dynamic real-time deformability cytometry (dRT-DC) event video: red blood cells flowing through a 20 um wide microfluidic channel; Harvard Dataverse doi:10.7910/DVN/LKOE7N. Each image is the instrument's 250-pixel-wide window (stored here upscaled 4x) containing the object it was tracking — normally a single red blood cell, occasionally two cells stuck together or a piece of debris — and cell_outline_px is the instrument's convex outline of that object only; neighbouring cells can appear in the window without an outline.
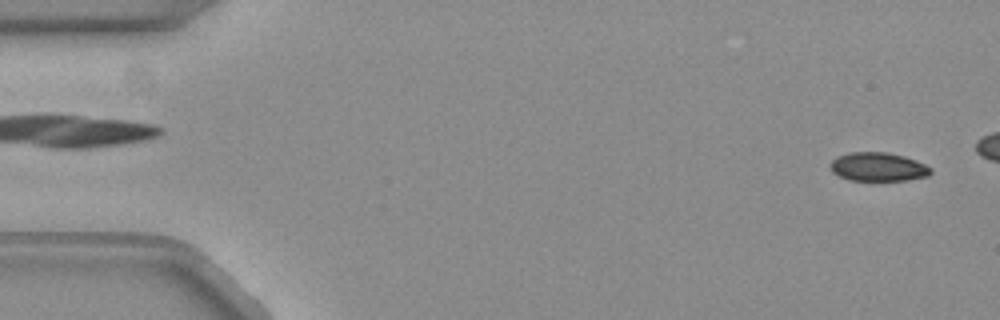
{"species": "common noctule bat (a hibernating species)", "species_latin": "Nyctalus noctula", "temperature_condition": "warm", "stored_images_in_passage": 46, "camera_frame_rate_fps": 3000, "um_per_image_px": 0.085, "animal": {"sex": "female", "body_mass_g": 19.3, "forearm_length_mm": 54.1}, "frame": {"image": 1, "passage_image": 2, "time_ms": 0.333, "image_size_px": [1000, 320], "cell_outline_px": [[932, 172], [928, 176], [908, 180], [848, 180], [832, 172], [832, 160], [836, 156], [852, 152], [888, 152], [904, 156], [924, 164], [932, 168]], "centroid_in_image_um": [74.66, 14.18], "position_along_channel_um": 10.3, "area_um2": 16.7}}
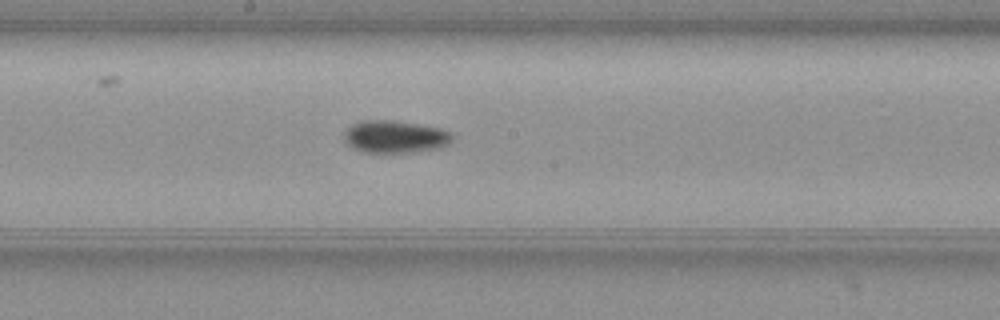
{"frame": {"image": 2, "passage_image": 28, "time_ms": 9.0, "image_size_px": [1000, 320], "cell_outline_px": [[452, 140], [448, 144], [440, 148], [416, 152], [364, 152], [352, 148], [344, 140], [344, 132], [352, 124], [360, 120], [392, 120], [440, 128], [448, 132], [452, 136]], "centroid_in_image_um": [33.55, 11.62], "position_along_channel_um": 214.7, "area_um2": 20.4}}
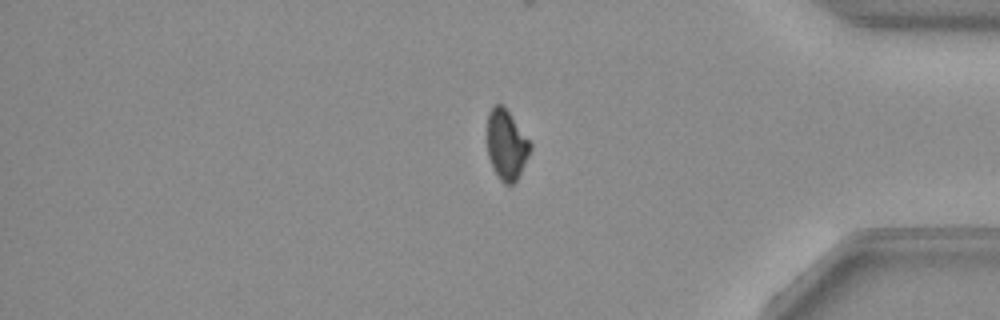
{"frame": {"image": 3, "passage_image": 44, "time_ms": 14.333, "image_size_px": [1000, 320], "cell_outline_px": [[532, 148], [516, 184], [504, 184], [500, 180], [492, 168], [488, 156], [488, 112], [496, 104], [504, 104], [532, 144]], "centroid_in_image_um": [43.07, 12.33], "position_along_channel_um": 392.1, "area_um2": 17.8}}